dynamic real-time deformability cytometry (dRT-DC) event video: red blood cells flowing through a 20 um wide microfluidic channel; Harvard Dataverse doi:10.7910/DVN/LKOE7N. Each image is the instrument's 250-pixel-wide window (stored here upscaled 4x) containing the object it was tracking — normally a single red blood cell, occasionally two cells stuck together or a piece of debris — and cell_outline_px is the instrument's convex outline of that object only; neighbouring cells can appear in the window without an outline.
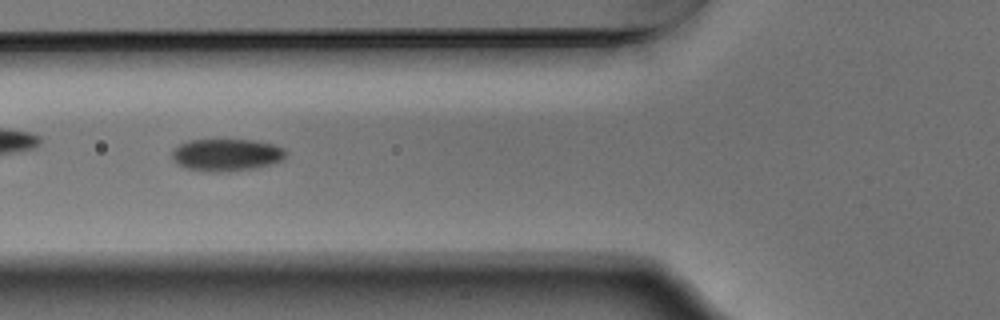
{"species": "Egyptian fruit bat (a non-hibernating species)", "species_latin": "Rousettus aegyptiacus", "temperature_condition": "warm", "stored_images_in_passage": 55, "segment_of_instrument_passage": [1, 2], "camera_frame_rate_fps": 3000, "um_per_image_px": 0.085, "animal": {"sex": "male"}, "frame": {"image": 1, "passage_image": 20, "time_ms": 6.333, "image_size_px": [1000, 320], "cell_outline_px": [[288, 152], [280, 160], [256, 168], [224, 172], [204, 172], [188, 168], [172, 160], [172, 148], [188, 140], [256, 140], [272, 144], [284, 148]], "centroid_in_image_um": [19.22, 13.16], "position_along_channel_um": 106.6, "area_um2": 21.39}}
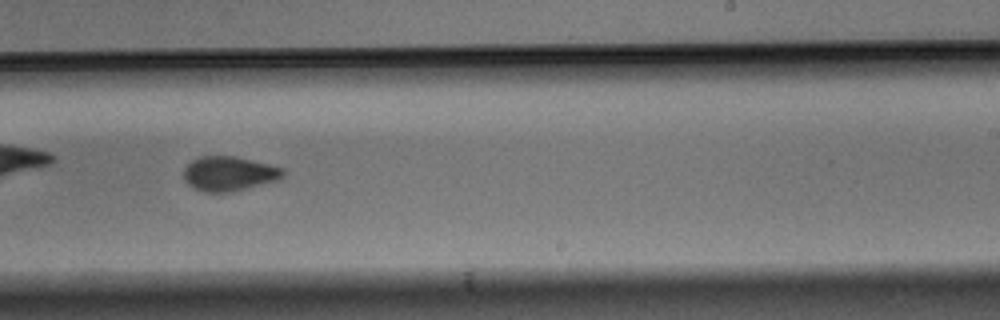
{"frame": {"image": 2, "passage_image": 33, "time_ms": 10.667, "image_size_px": [1000, 320], "cell_outline_px": [[288, 172], [284, 176], [276, 180], [232, 192], [204, 192], [188, 184], [184, 180], [184, 168], [192, 160], [200, 156], [236, 156], [284, 168]], "centroid_in_image_um": [19.48, 14.75], "position_along_channel_um": 269.5, "area_um2": 20.0}}
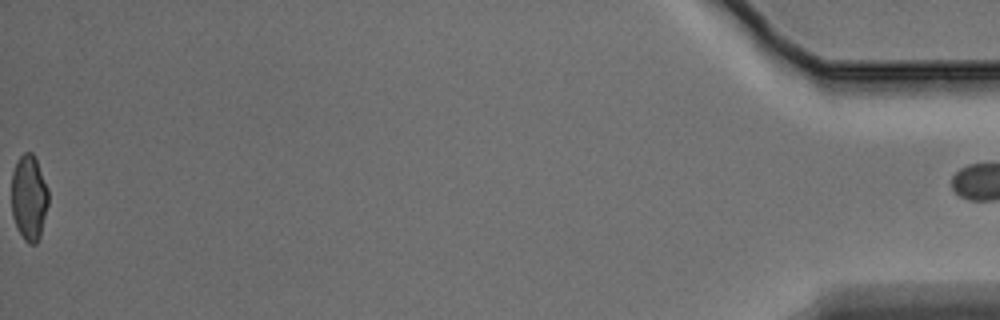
{"frame": {"image": 3, "passage_image": 54, "time_ms": 17.667, "image_size_px": [1000, 320], "cell_outline_px": [[48, 204], [40, 236], [36, 244], [28, 244], [24, 240], [12, 216], [12, 172], [16, 160], [24, 152], [32, 152], [36, 160], [48, 188]], "centroid_in_image_um": [2.46, 16.79], "position_along_channel_um": 432.7, "area_um2": 18.32}}